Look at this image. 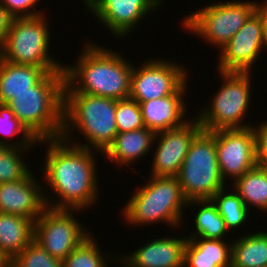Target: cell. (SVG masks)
I'll return each mask as SVG.
<instances>
[{
	"label": "cell",
	"instance_id": "cell-11",
	"mask_svg": "<svg viewBox=\"0 0 267 267\" xmlns=\"http://www.w3.org/2000/svg\"><path fill=\"white\" fill-rule=\"evenodd\" d=\"M185 67L170 60H147L133 66L129 98L138 103L175 94L187 83Z\"/></svg>",
	"mask_w": 267,
	"mask_h": 267
},
{
	"label": "cell",
	"instance_id": "cell-14",
	"mask_svg": "<svg viewBox=\"0 0 267 267\" xmlns=\"http://www.w3.org/2000/svg\"><path fill=\"white\" fill-rule=\"evenodd\" d=\"M201 130L202 126L195 117L180 127L156 133L153 143L157 142V147L151 176L177 177L192 140Z\"/></svg>",
	"mask_w": 267,
	"mask_h": 267
},
{
	"label": "cell",
	"instance_id": "cell-15",
	"mask_svg": "<svg viewBox=\"0 0 267 267\" xmlns=\"http://www.w3.org/2000/svg\"><path fill=\"white\" fill-rule=\"evenodd\" d=\"M163 0H93L87 9L110 30L114 37L124 38L132 33L138 22Z\"/></svg>",
	"mask_w": 267,
	"mask_h": 267
},
{
	"label": "cell",
	"instance_id": "cell-39",
	"mask_svg": "<svg viewBox=\"0 0 267 267\" xmlns=\"http://www.w3.org/2000/svg\"><path fill=\"white\" fill-rule=\"evenodd\" d=\"M265 10H267V0H264V3L261 4Z\"/></svg>",
	"mask_w": 267,
	"mask_h": 267
},
{
	"label": "cell",
	"instance_id": "cell-36",
	"mask_svg": "<svg viewBox=\"0 0 267 267\" xmlns=\"http://www.w3.org/2000/svg\"><path fill=\"white\" fill-rule=\"evenodd\" d=\"M267 48V11L264 9V24H263V37H262V49Z\"/></svg>",
	"mask_w": 267,
	"mask_h": 267
},
{
	"label": "cell",
	"instance_id": "cell-7",
	"mask_svg": "<svg viewBox=\"0 0 267 267\" xmlns=\"http://www.w3.org/2000/svg\"><path fill=\"white\" fill-rule=\"evenodd\" d=\"M44 14L12 18L0 57L11 63L45 68L48 72H64L63 63L50 55V29ZM49 54V55H48Z\"/></svg>",
	"mask_w": 267,
	"mask_h": 267
},
{
	"label": "cell",
	"instance_id": "cell-9",
	"mask_svg": "<svg viewBox=\"0 0 267 267\" xmlns=\"http://www.w3.org/2000/svg\"><path fill=\"white\" fill-rule=\"evenodd\" d=\"M261 6L257 1H228L208 4L183 19L186 31L222 49Z\"/></svg>",
	"mask_w": 267,
	"mask_h": 267
},
{
	"label": "cell",
	"instance_id": "cell-37",
	"mask_svg": "<svg viewBox=\"0 0 267 267\" xmlns=\"http://www.w3.org/2000/svg\"><path fill=\"white\" fill-rule=\"evenodd\" d=\"M0 266H9V262L4 260L1 256H0Z\"/></svg>",
	"mask_w": 267,
	"mask_h": 267
},
{
	"label": "cell",
	"instance_id": "cell-10",
	"mask_svg": "<svg viewBox=\"0 0 267 267\" xmlns=\"http://www.w3.org/2000/svg\"><path fill=\"white\" fill-rule=\"evenodd\" d=\"M90 235L74 217V210L46 207L34 221V241L62 261Z\"/></svg>",
	"mask_w": 267,
	"mask_h": 267
},
{
	"label": "cell",
	"instance_id": "cell-25",
	"mask_svg": "<svg viewBox=\"0 0 267 267\" xmlns=\"http://www.w3.org/2000/svg\"><path fill=\"white\" fill-rule=\"evenodd\" d=\"M201 206L195 214V231L187 238L224 239L228 234L226 223L211 199L187 201L188 206Z\"/></svg>",
	"mask_w": 267,
	"mask_h": 267
},
{
	"label": "cell",
	"instance_id": "cell-8",
	"mask_svg": "<svg viewBox=\"0 0 267 267\" xmlns=\"http://www.w3.org/2000/svg\"><path fill=\"white\" fill-rule=\"evenodd\" d=\"M222 86L210 102V106L201 109L197 114L203 130L245 129L252 125L242 124L251 103V74L252 72L218 71ZM224 80V81H223Z\"/></svg>",
	"mask_w": 267,
	"mask_h": 267
},
{
	"label": "cell",
	"instance_id": "cell-33",
	"mask_svg": "<svg viewBox=\"0 0 267 267\" xmlns=\"http://www.w3.org/2000/svg\"><path fill=\"white\" fill-rule=\"evenodd\" d=\"M256 139L257 165L267 169V121L257 127H253Z\"/></svg>",
	"mask_w": 267,
	"mask_h": 267
},
{
	"label": "cell",
	"instance_id": "cell-18",
	"mask_svg": "<svg viewBox=\"0 0 267 267\" xmlns=\"http://www.w3.org/2000/svg\"><path fill=\"white\" fill-rule=\"evenodd\" d=\"M185 83L175 94L139 103L146 128L155 134L182 126L185 118L186 102L184 94L188 91ZM185 118V119H183Z\"/></svg>",
	"mask_w": 267,
	"mask_h": 267
},
{
	"label": "cell",
	"instance_id": "cell-1",
	"mask_svg": "<svg viewBox=\"0 0 267 267\" xmlns=\"http://www.w3.org/2000/svg\"><path fill=\"white\" fill-rule=\"evenodd\" d=\"M49 144L45 156V181L58 197L53 201L43 188L46 207L81 211L98 199V178L94 150L76 146L63 138L39 140ZM48 142V143H47ZM60 198V199H59Z\"/></svg>",
	"mask_w": 267,
	"mask_h": 267
},
{
	"label": "cell",
	"instance_id": "cell-35",
	"mask_svg": "<svg viewBox=\"0 0 267 267\" xmlns=\"http://www.w3.org/2000/svg\"><path fill=\"white\" fill-rule=\"evenodd\" d=\"M12 17L9 13L0 5V49L3 46L7 32L9 31Z\"/></svg>",
	"mask_w": 267,
	"mask_h": 267
},
{
	"label": "cell",
	"instance_id": "cell-20",
	"mask_svg": "<svg viewBox=\"0 0 267 267\" xmlns=\"http://www.w3.org/2000/svg\"><path fill=\"white\" fill-rule=\"evenodd\" d=\"M155 133L144 127L139 130L117 133L112 144L103 153L111 162L130 167L134 161L142 159L155 145ZM148 152V153H147Z\"/></svg>",
	"mask_w": 267,
	"mask_h": 267
},
{
	"label": "cell",
	"instance_id": "cell-26",
	"mask_svg": "<svg viewBox=\"0 0 267 267\" xmlns=\"http://www.w3.org/2000/svg\"><path fill=\"white\" fill-rule=\"evenodd\" d=\"M226 188L227 186L225 189L219 190L211 200L216 205L218 213L222 216L229 231L233 228H241L246 220L249 219L250 210L234 189L231 193L230 191L227 193L228 190Z\"/></svg>",
	"mask_w": 267,
	"mask_h": 267
},
{
	"label": "cell",
	"instance_id": "cell-32",
	"mask_svg": "<svg viewBox=\"0 0 267 267\" xmlns=\"http://www.w3.org/2000/svg\"><path fill=\"white\" fill-rule=\"evenodd\" d=\"M39 0H0V5L12 18L34 17L43 14L33 10ZM31 10V11H30ZM33 10V11H32Z\"/></svg>",
	"mask_w": 267,
	"mask_h": 267
},
{
	"label": "cell",
	"instance_id": "cell-30",
	"mask_svg": "<svg viewBox=\"0 0 267 267\" xmlns=\"http://www.w3.org/2000/svg\"><path fill=\"white\" fill-rule=\"evenodd\" d=\"M115 118L118 133L145 127L139 103L131 98L117 100Z\"/></svg>",
	"mask_w": 267,
	"mask_h": 267
},
{
	"label": "cell",
	"instance_id": "cell-24",
	"mask_svg": "<svg viewBox=\"0 0 267 267\" xmlns=\"http://www.w3.org/2000/svg\"><path fill=\"white\" fill-rule=\"evenodd\" d=\"M232 184L249 210L250 206H255L263 213L267 212V169L256 165Z\"/></svg>",
	"mask_w": 267,
	"mask_h": 267
},
{
	"label": "cell",
	"instance_id": "cell-27",
	"mask_svg": "<svg viewBox=\"0 0 267 267\" xmlns=\"http://www.w3.org/2000/svg\"><path fill=\"white\" fill-rule=\"evenodd\" d=\"M93 235L87 237L64 260L63 267H107V255L101 249Z\"/></svg>",
	"mask_w": 267,
	"mask_h": 267
},
{
	"label": "cell",
	"instance_id": "cell-13",
	"mask_svg": "<svg viewBox=\"0 0 267 267\" xmlns=\"http://www.w3.org/2000/svg\"><path fill=\"white\" fill-rule=\"evenodd\" d=\"M264 8L261 5L220 49L218 71L251 72L262 51Z\"/></svg>",
	"mask_w": 267,
	"mask_h": 267
},
{
	"label": "cell",
	"instance_id": "cell-29",
	"mask_svg": "<svg viewBox=\"0 0 267 267\" xmlns=\"http://www.w3.org/2000/svg\"><path fill=\"white\" fill-rule=\"evenodd\" d=\"M9 267H63V261L52 257L33 240L9 263Z\"/></svg>",
	"mask_w": 267,
	"mask_h": 267
},
{
	"label": "cell",
	"instance_id": "cell-22",
	"mask_svg": "<svg viewBox=\"0 0 267 267\" xmlns=\"http://www.w3.org/2000/svg\"><path fill=\"white\" fill-rule=\"evenodd\" d=\"M47 73L43 67L15 64L0 57V103L6 104L16 94L30 90Z\"/></svg>",
	"mask_w": 267,
	"mask_h": 267
},
{
	"label": "cell",
	"instance_id": "cell-17",
	"mask_svg": "<svg viewBox=\"0 0 267 267\" xmlns=\"http://www.w3.org/2000/svg\"><path fill=\"white\" fill-rule=\"evenodd\" d=\"M187 237L153 239L127 256H118L124 267H184ZM126 265V266H125Z\"/></svg>",
	"mask_w": 267,
	"mask_h": 267
},
{
	"label": "cell",
	"instance_id": "cell-31",
	"mask_svg": "<svg viewBox=\"0 0 267 267\" xmlns=\"http://www.w3.org/2000/svg\"><path fill=\"white\" fill-rule=\"evenodd\" d=\"M21 135V138H35L25 126L15 117L7 104L0 103V135L10 137Z\"/></svg>",
	"mask_w": 267,
	"mask_h": 267
},
{
	"label": "cell",
	"instance_id": "cell-4",
	"mask_svg": "<svg viewBox=\"0 0 267 267\" xmlns=\"http://www.w3.org/2000/svg\"><path fill=\"white\" fill-rule=\"evenodd\" d=\"M116 107V99L86 93H64L61 138L76 146L95 148L96 152L103 155L118 133ZM76 128L79 133H83L87 143L79 144L78 141L77 143L73 141L71 136L72 132L74 133L73 129L77 130Z\"/></svg>",
	"mask_w": 267,
	"mask_h": 267
},
{
	"label": "cell",
	"instance_id": "cell-2",
	"mask_svg": "<svg viewBox=\"0 0 267 267\" xmlns=\"http://www.w3.org/2000/svg\"><path fill=\"white\" fill-rule=\"evenodd\" d=\"M87 43L77 64L64 66V93H86L116 100L129 98L132 64L112 49Z\"/></svg>",
	"mask_w": 267,
	"mask_h": 267
},
{
	"label": "cell",
	"instance_id": "cell-16",
	"mask_svg": "<svg viewBox=\"0 0 267 267\" xmlns=\"http://www.w3.org/2000/svg\"><path fill=\"white\" fill-rule=\"evenodd\" d=\"M32 171L23 179L0 184V212L19 215L34 221L46 208L43 185Z\"/></svg>",
	"mask_w": 267,
	"mask_h": 267
},
{
	"label": "cell",
	"instance_id": "cell-34",
	"mask_svg": "<svg viewBox=\"0 0 267 267\" xmlns=\"http://www.w3.org/2000/svg\"><path fill=\"white\" fill-rule=\"evenodd\" d=\"M19 140V142H18ZM18 140L11 143L9 140L5 141L4 139H0V155L8 148V147H16V148H30L32 145L35 147V145L38 143V140L36 138H19ZM16 142V143H15Z\"/></svg>",
	"mask_w": 267,
	"mask_h": 267
},
{
	"label": "cell",
	"instance_id": "cell-5",
	"mask_svg": "<svg viewBox=\"0 0 267 267\" xmlns=\"http://www.w3.org/2000/svg\"><path fill=\"white\" fill-rule=\"evenodd\" d=\"M151 179L131 196L122 215L129 225H150L165 222L177 228L183 225V209L187 200L183 196L178 177L150 176Z\"/></svg>",
	"mask_w": 267,
	"mask_h": 267
},
{
	"label": "cell",
	"instance_id": "cell-6",
	"mask_svg": "<svg viewBox=\"0 0 267 267\" xmlns=\"http://www.w3.org/2000/svg\"><path fill=\"white\" fill-rule=\"evenodd\" d=\"M177 177L187 201L211 199L227 186L217 161L216 130L202 129L194 137Z\"/></svg>",
	"mask_w": 267,
	"mask_h": 267
},
{
	"label": "cell",
	"instance_id": "cell-19",
	"mask_svg": "<svg viewBox=\"0 0 267 267\" xmlns=\"http://www.w3.org/2000/svg\"><path fill=\"white\" fill-rule=\"evenodd\" d=\"M224 240L187 238L184 267H231L232 242Z\"/></svg>",
	"mask_w": 267,
	"mask_h": 267
},
{
	"label": "cell",
	"instance_id": "cell-21",
	"mask_svg": "<svg viewBox=\"0 0 267 267\" xmlns=\"http://www.w3.org/2000/svg\"><path fill=\"white\" fill-rule=\"evenodd\" d=\"M34 240V220L0 212V256L11 262Z\"/></svg>",
	"mask_w": 267,
	"mask_h": 267
},
{
	"label": "cell",
	"instance_id": "cell-38",
	"mask_svg": "<svg viewBox=\"0 0 267 267\" xmlns=\"http://www.w3.org/2000/svg\"><path fill=\"white\" fill-rule=\"evenodd\" d=\"M93 0H83V2L85 3V6L87 7Z\"/></svg>",
	"mask_w": 267,
	"mask_h": 267
},
{
	"label": "cell",
	"instance_id": "cell-23",
	"mask_svg": "<svg viewBox=\"0 0 267 267\" xmlns=\"http://www.w3.org/2000/svg\"><path fill=\"white\" fill-rule=\"evenodd\" d=\"M231 267H267V232H254L232 241Z\"/></svg>",
	"mask_w": 267,
	"mask_h": 267
},
{
	"label": "cell",
	"instance_id": "cell-28",
	"mask_svg": "<svg viewBox=\"0 0 267 267\" xmlns=\"http://www.w3.org/2000/svg\"><path fill=\"white\" fill-rule=\"evenodd\" d=\"M28 149L8 147L0 155V184L23 179L31 172L22 156L23 151Z\"/></svg>",
	"mask_w": 267,
	"mask_h": 267
},
{
	"label": "cell",
	"instance_id": "cell-3",
	"mask_svg": "<svg viewBox=\"0 0 267 267\" xmlns=\"http://www.w3.org/2000/svg\"><path fill=\"white\" fill-rule=\"evenodd\" d=\"M64 87V72H48L30 90L16 94L6 104L38 141L60 138Z\"/></svg>",
	"mask_w": 267,
	"mask_h": 267
},
{
	"label": "cell",
	"instance_id": "cell-12",
	"mask_svg": "<svg viewBox=\"0 0 267 267\" xmlns=\"http://www.w3.org/2000/svg\"><path fill=\"white\" fill-rule=\"evenodd\" d=\"M216 151L222 179L234 182L257 165L253 128L216 130Z\"/></svg>",
	"mask_w": 267,
	"mask_h": 267
}]
</instances>
